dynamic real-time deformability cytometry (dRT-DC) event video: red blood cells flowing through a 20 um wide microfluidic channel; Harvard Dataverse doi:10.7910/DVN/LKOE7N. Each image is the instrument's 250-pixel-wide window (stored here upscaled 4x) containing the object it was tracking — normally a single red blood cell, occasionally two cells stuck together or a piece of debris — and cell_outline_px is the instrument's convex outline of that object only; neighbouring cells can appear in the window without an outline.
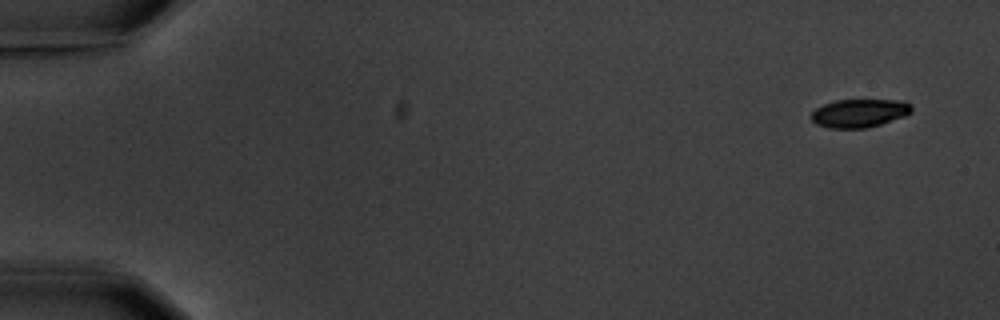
{"species": "common noctule bat (a hibernating species)", "species_latin": "Nyctalus noctula", "temperature_condition": "warm", "stored_images_in_passage": 4, "camera_frame_rate_fps": 3000, "um_per_image_px": 0.085, "animal": {"sex": "male", "body_mass_g": 20.1, "forearm_length_mm": 53.5}, "frame": {"image": 1, "passage_image": 1, "time_ms": 0.0, "image_size_px": [1000, 320], "cell_outline_px": [[912, 112], [904, 116], [868, 128], [828, 128], [816, 124], [812, 120], [812, 112], [816, 108], [824, 104], [836, 100], [904, 100], [912, 104]], "centroid_in_image_um": [73.07, 9.61], "position_along_channel_um": 11.9, "area_um2": 16.59}}
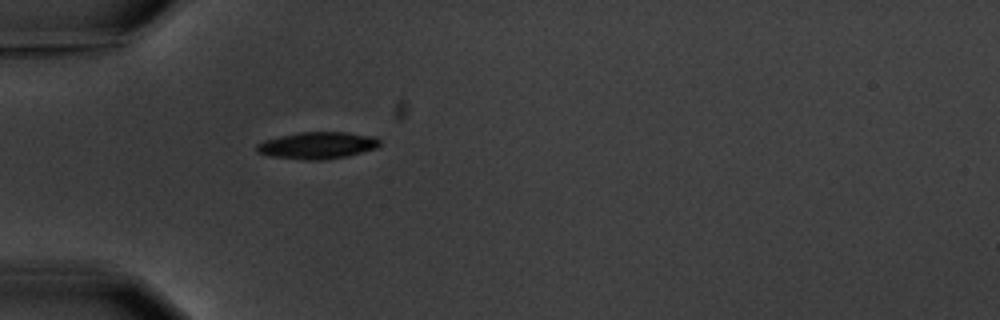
{"frame": {"image": 2, "passage_image": 4, "time_ms": 5.0, "image_size_px": [1000, 320], "cell_outline_px": [[380, 144], [376, 148], [348, 156], [320, 160], [304, 160], [268, 156], [256, 152], [256, 144], [264, 140], [280, 136], [300, 132], [344, 132], [376, 136], [380, 140]], "centroid_in_image_um": [26.96, 12.36], "position_along_channel_um": 58.0, "area_um2": 19.42}}